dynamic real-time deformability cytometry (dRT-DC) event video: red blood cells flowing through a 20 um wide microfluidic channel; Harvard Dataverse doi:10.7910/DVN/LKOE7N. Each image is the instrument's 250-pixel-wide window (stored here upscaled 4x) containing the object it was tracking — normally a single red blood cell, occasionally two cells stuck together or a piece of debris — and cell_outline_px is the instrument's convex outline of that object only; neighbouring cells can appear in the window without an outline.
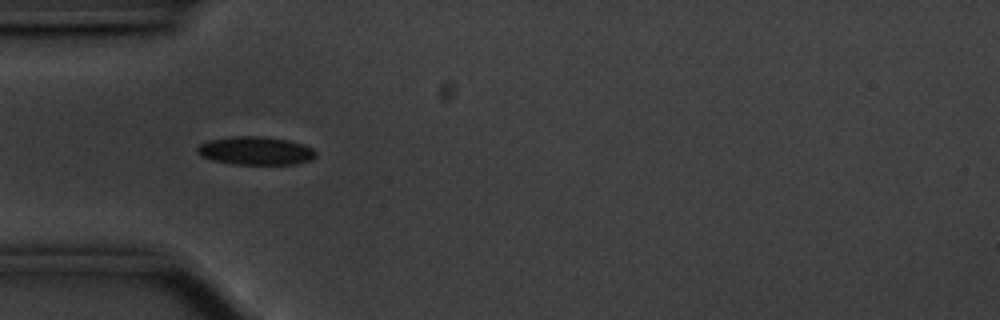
{"species": "common noctule bat (a hibernating species)", "species_latin": "Nyctalus noctula", "temperature_condition": "cold", "stored_images_in_passage": 40, "camera_frame_rate_fps": 3000, "um_per_image_px": 0.085, "animal": {"sex": "male", "body_mass_g": 20.1, "forearm_length_mm": 53.5}, "frame": {"image": 1, "passage_image": 1, "time_ms": 0.0, "image_size_px": [1000, 320], "cell_outline_px": [[316, 156], [312, 160], [296, 164], [232, 164], [212, 160], [200, 156], [196, 152], [196, 148], [200, 144], [208, 140], [236, 136], [256, 136], [288, 140], [304, 144], [312, 148], [316, 152]], "centroid_in_image_um": [21.72, 12.82], "position_along_channel_um": 63.3, "area_um2": 19.59}}
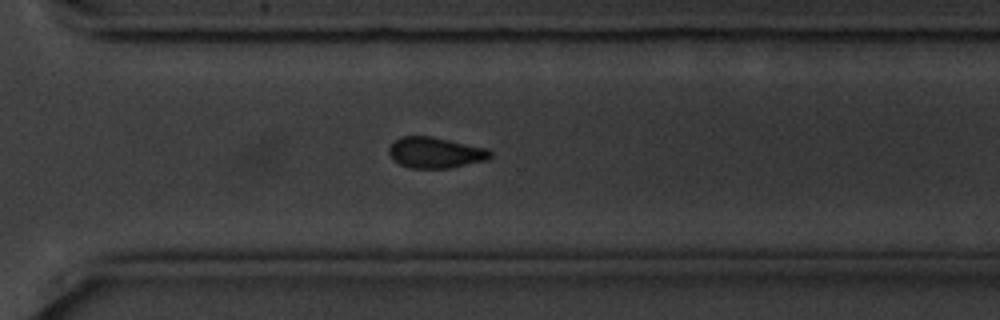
{"frame": {"image": 2, "passage_image": 24, "time_ms": 7.667, "image_size_px": [1000, 320], "cell_outline_px": [[492, 156], [488, 160], [448, 168], [412, 168], [400, 164], [392, 160], [388, 152], [388, 148], [400, 136], [432, 136], [488, 148], [492, 152]], "centroid_in_image_um": [37.02, 12.97], "position_along_channel_um": 333.6, "area_um2": 18.38}}
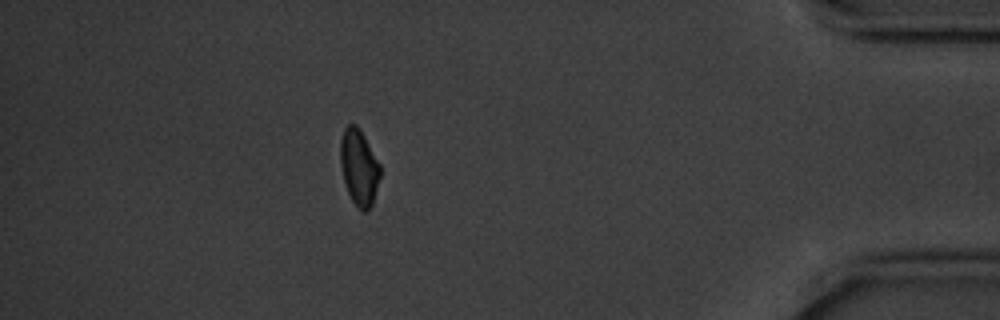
{"frame": {"image": 3, "passage_image": 34, "time_ms": 11.0, "image_size_px": [1000, 320], "cell_outline_px": [[380, 176], [372, 204], [364, 212], [352, 200], [348, 192], [344, 180], [340, 164], [340, 140], [344, 128], [348, 124], [356, 124], [360, 128], [380, 164]], "centroid_in_image_um": [30.51, 14.16], "position_along_channel_um": 404.7, "area_um2": 17.46}, "authors_computed_cell_mechanics": {"area_um2": 18.4382, "velocity_mm_per_s": 3.5396, "shape_relaxation_time_tau1_ms": null, "shape_relaxation_time_tau2_ms": 7.6607, "deformation_change_tau1": null, "deformation_change_tau2": 0.1166}}